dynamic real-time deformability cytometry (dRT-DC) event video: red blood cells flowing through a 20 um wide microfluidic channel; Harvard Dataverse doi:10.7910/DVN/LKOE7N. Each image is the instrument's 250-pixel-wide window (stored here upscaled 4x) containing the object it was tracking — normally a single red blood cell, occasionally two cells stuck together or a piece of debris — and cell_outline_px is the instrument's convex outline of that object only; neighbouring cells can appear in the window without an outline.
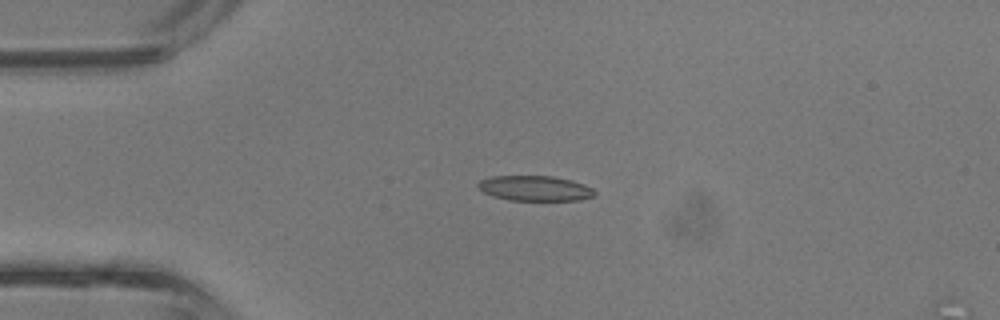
{"species": "common noctule bat (a hibernating species)", "species_latin": "Nyctalus noctula", "temperature_condition": "room temperature", "stored_images_in_passage": 4, "camera_frame_rate_fps": 3000, "um_per_image_px": 0.085, "animal": {"sex": "male", "body_mass_g": 13.3}, "frame": {"image": 1, "passage_image": 3, "time_ms": 0.667, "image_size_px": [1000, 320], "cell_outline_px": [[596, 196], [580, 200], [508, 200], [492, 196], [476, 188], [476, 184], [480, 180], [492, 176], [552, 176], [572, 180], [584, 184], [592, 188], [596, 192]], "centroid_in_image_um": [45.46, 16.01], "position_along_channel_um": 39.5, "area_um2": 17.28}}
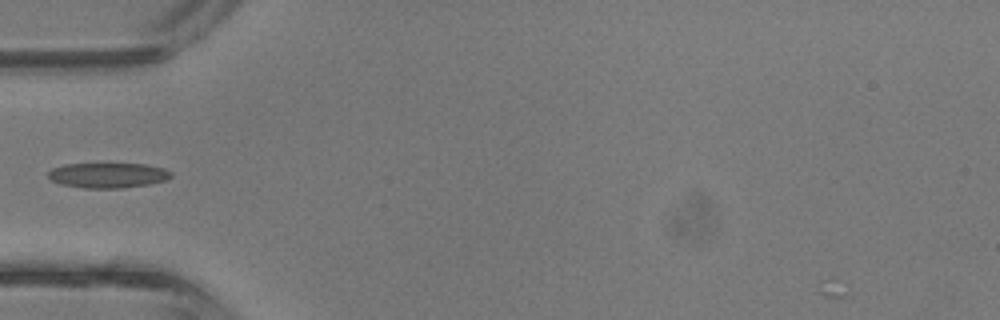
{"frame": {"image": 2, "passage_image": 4, "time_ms": 1.0, "image_size_px": [1000, 320], "cell_outline_px": [[172, 176], [168, 180], [148, 184], [124, 188], [84, 188], [60, 184], [52, 180], [48, 176], [48, 172], [52, 168], [64, 164], [148, 164], [164, 168], [172, 172]], "centroid_in_image_um": [9.2, 14.9], "position_along_channel_um": 75.8, "area_um2": 18.09}}